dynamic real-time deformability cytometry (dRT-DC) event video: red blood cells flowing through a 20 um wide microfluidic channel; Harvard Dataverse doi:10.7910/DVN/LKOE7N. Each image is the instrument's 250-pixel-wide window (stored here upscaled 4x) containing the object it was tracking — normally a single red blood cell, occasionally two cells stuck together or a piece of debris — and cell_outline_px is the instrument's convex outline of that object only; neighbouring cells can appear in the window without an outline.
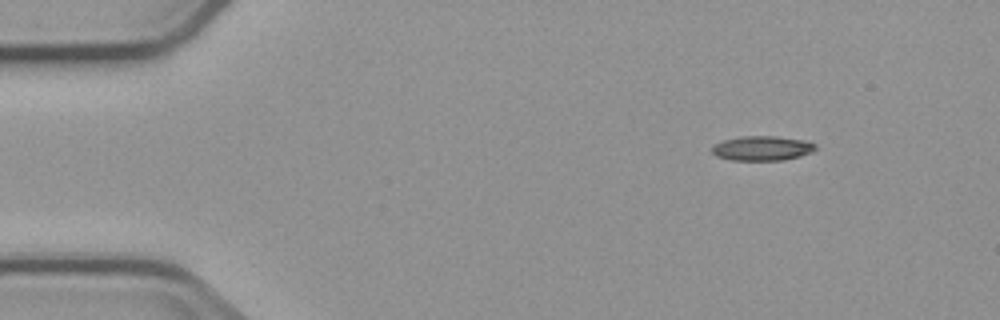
{"species": "common noctule bat (a hibernating species)", "species_latin": "Nyctalus noctula", "temperature_condition": "cold", "stored_images_in_passage": 4, "camera_frame_rate_fps": 3000, "um_per_image_px": 0.085, "animal": {"sex": "male", "body_mass_g": 23.1, "forearm_length_mm": 52.7}, "frame": {"image": 1, "passage_image": 1, "time_ms": 0.0, "image_size_px": [1000, 320], "cell_outline_px": [[816, 148], [812, 152], [800, 156], [784, 160], [732, 160], [716, 156], [712, 152], [712, 144], [724, 140], [740, 136], [776, 136], [808, 140], [816, 144]], "centroid_in_image_um": [64.8, 12.59], "position_along_channel_um": 20.2, "area_um2": 15.03}}
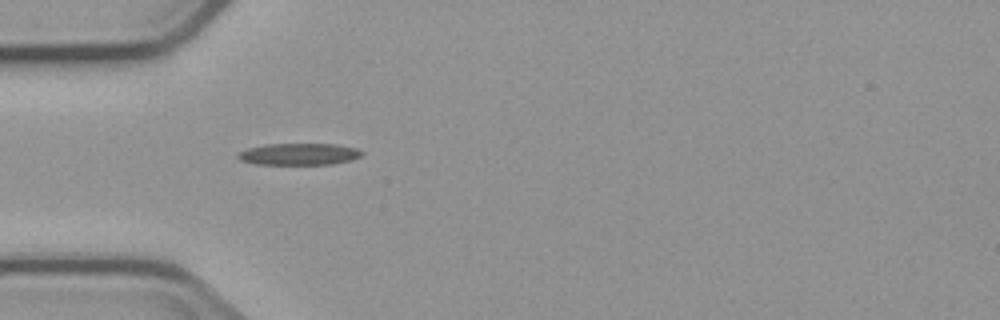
{"frame": {"image": 2, "passage_image": 3, "time_ms": 3.333, "image_size_px": [1000, 320], "cell_outline_px": [[364, 152], [360, 156], [352, 160], [332, 164], [256, 164], [240, 160], [236, 156], [240, 152], [248, 148], [264, 144], [336, 144], [356, 148]], "centroid_in_image_um": [25.42, 13.1], "position_along_channel_um": 59.6, "area_um2": 15.66}}
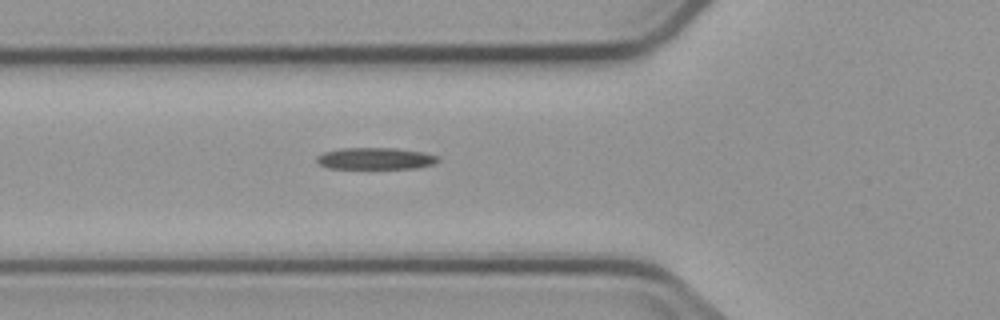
{"frame": {"image": 3, "passage_image": 4, "time_ms": 4.333, "image_size_px": [1000, 320], "cell_outline_px": [[440, 160], [432, 164], [416, 168], [328, 168], [320, 164], [316, 160], [316, 156], [324, 152], [340, 148], [396, 148], [424, 152], [436, 156]], "centroid_in_image_um": [31.89, 13.47], "position_along_channel_um": 93.9, "area_um2": 15.26}}